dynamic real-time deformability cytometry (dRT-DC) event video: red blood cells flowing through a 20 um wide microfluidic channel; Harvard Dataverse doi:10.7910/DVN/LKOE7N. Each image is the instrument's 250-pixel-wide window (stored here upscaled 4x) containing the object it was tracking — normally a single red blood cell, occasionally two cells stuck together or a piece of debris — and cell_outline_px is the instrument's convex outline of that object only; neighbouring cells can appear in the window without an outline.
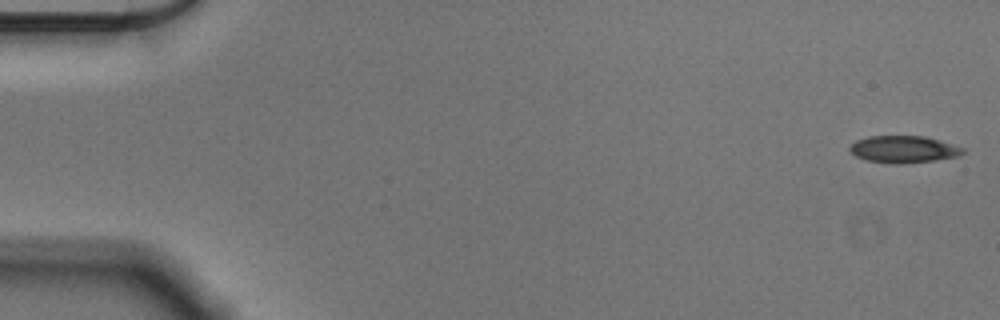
{"species": "Egyptian fruit bat (a non-hibernating species)", "species_latin": "Rousettus aegyptiacus", "temperature_condition": "cold", "stored_images_in_passage": 55, "camera_frame_rate_fps": 3000, "um_per_image_px": 0.085, "animal": {"sex": "male"}, "frame": {"image": 1, "passage_image": 1, "time_ms": 0.0, "image_size_px": [1000, 320], "cell_outline_px": [[964, 152], [956, 156], [932, 160], [904, 164], [892, 164], [868, 160], [856, 156], [848, 148], [856, 140], [868, 136], [924, 136], [964, 148]], "centroid_in_image_um": [76.76, 12.69], "position_along_channel_um": 8.2, "area_um2": 17.51}}
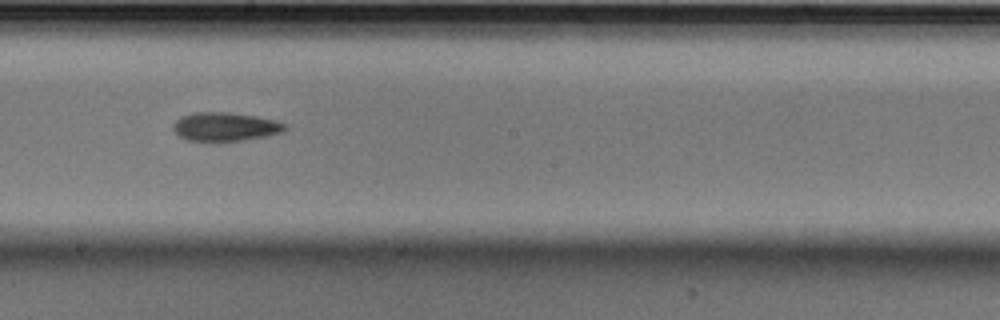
{"frame": {"image": 2, "passage_image": 31, "time_ms": 10.0, "image_size_px": [1000, 320], "cell_outline_px": [[288, 128], [284, 132], [268, 136], [244, 140], [188, 140], [180, 136], [172, 128], [172, 124], [180, 116], [192, 112], [232, 112], [256, 116], [276, 120], [284, 124]], "centroid_in_image_um": [19.16, 10.75], "position_along_channel_um": 229.0, "area_um2": 18.73}}
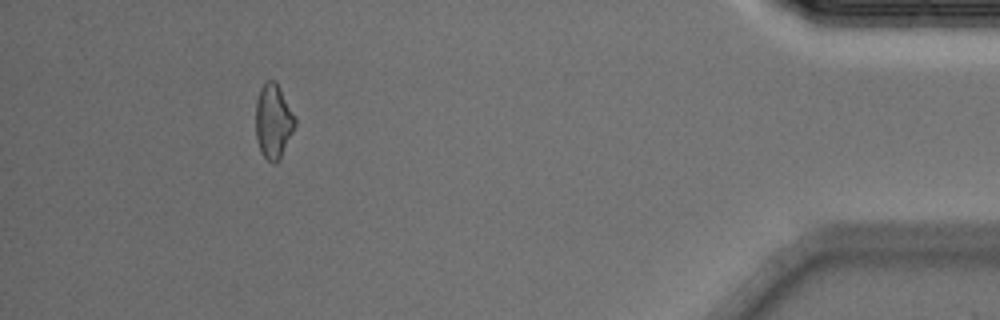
{"frame": {"image": 3, "passage_image": 51, "time_ms": 16.667, "image_size_px": [1000, 320], "cell_outline_px": [[296, 124], [280, 160], [276, 164], [272, 164], [260, 152], [256, 136], [256, 100], [260, 88], [268, 80], [276, 80], [296, 120]], "centroid_in_image_um": [23.22, 10.34], "position_along_channel_um": 412.0, "area_um2": 17.05}}